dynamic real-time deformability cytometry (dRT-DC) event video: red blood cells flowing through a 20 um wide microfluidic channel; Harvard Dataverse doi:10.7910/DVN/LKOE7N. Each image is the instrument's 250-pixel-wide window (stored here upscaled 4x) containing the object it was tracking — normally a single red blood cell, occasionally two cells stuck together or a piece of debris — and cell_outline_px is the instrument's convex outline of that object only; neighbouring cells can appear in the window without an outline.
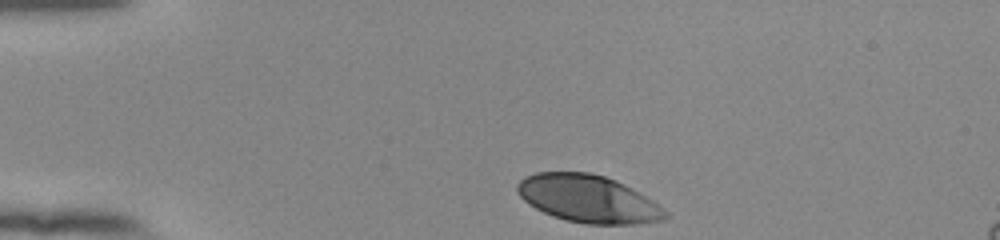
{"species": "human", "species_latin": "Homo sapiens", "temperature_condition": "room temperature", "stored_images_in_passage": 34, "camera_frame_rate_fps": 3000, "um_per_image_px": 0.085, "donor": {"sex": "female"}, "frame": {"image": 1, "passage_image": 1, "time_ms": 0.0, "image_size_px": [1000, 240], "cell_outline_px": [[668, 216], [660, 220], [636, 224], [584, 224], [564, 220], [552, 216], [528, 204], [516, 192], [516, 184], [524, 176], [536, 172], [588, 172], [604, 176], [616, 180], [632, 188], [652, 200], [668, 212]], "centroid_in_image_um": [49.96, 16.9], "position_along_channel_um": 35.0, "area_um2": 41.04}}
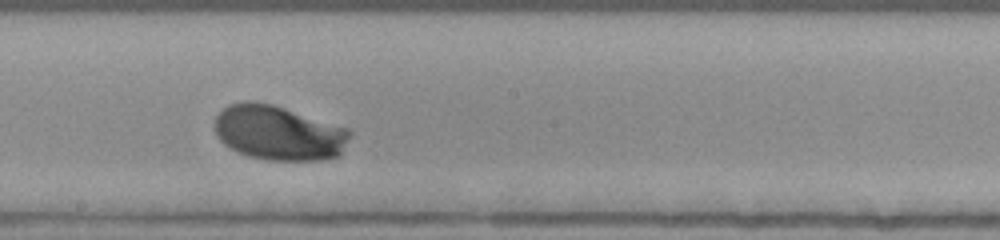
{"frame": {"image": 2, "passage_image": 20, "time_ms": 6.333, "image_size_px": [1000, 240], "cell_outline_px": [[352, 132], [340, 156], [324, 160], [268, 160], [248, 156], [224, 144], [216, 136], [216, 116], [228, 104], [244, 100], [248, 100], [272, 104], [348, 128]], "centroid_in_image_um": [23.7, 11.29], "position_along_channel_um": 224.5, "area_um2": 43.06}}
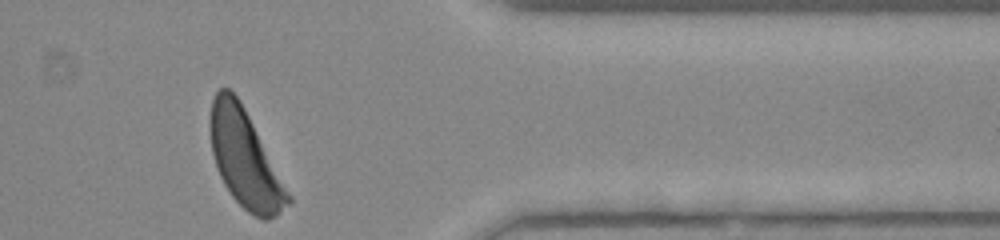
{"frame": {"image": 3, "passage_image": 34, "time_ms": 11.0, "image_size_px": [1000, 240], "cell_outline_px": [[292, 200], [276, 216], [268, 220], [264, 220], [248, 212], [232, 196], [224, 184], [216, 168], [212, 152], [208, 128], [208, 120], [212, 100], [216, 92], [220, 88], [228, 88], [240, 100], [292, 196]], "centroid_in_image_um": [20.79, 13.49], "position_along_channel_um": 390.6, "area_um2": 43.99}, "authors_computed_cell_mechanics": {"area_um2": 41.9628, "velocity_mm_per_s": 3.8782, "shape_relaxation_time_tau1_ms": 1.1381, "shape_relaxation_time_tau2_ms": null, "deformation_change_tau1": 0.1194, "deformation_change_tau2": null}}